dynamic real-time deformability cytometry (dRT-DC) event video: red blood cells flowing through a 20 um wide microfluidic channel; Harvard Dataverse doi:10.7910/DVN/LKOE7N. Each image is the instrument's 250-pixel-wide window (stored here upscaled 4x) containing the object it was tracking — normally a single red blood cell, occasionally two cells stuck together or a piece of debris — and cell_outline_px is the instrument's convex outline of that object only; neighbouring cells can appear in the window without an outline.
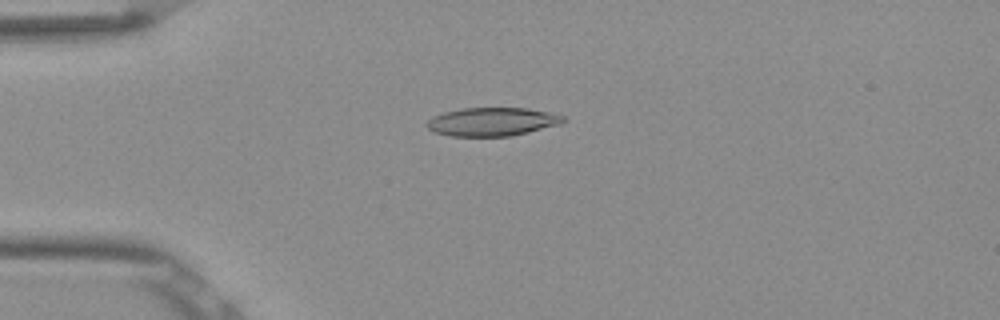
{"species": "Egyptian fruit bat (a non-hibernating species)", "species_latin": "Rousettus aegyptiacus", "temperature_condition": "room temperature", "stored_images_in_passage": 52, "camera_frame_rate_fps": 3000, "um_per_image_px": 0.085, "frame": {"image": 1, "passage_image": 13, "time_ms": 4.0, "image_size_px": [1000, 320], "cell_outline_px": [[568, 120], [560, 124], [512, 136], [448, 136], [432, 132], [424, 124], [432, 116], [444, 112], [460, 108], [528, 108], [548, 112], [564, 116]], "centroid_in_image_um": [41.8, 10.35], "position_along_channel_um": 43.2, "area_um2": 22.83}}
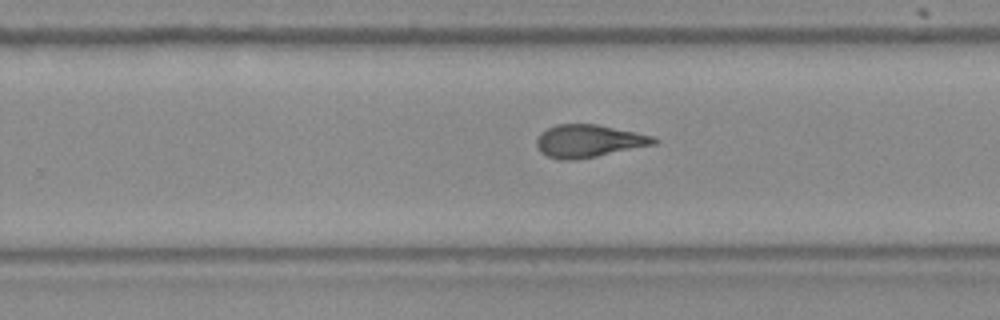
{"frame": {"image": 2, "passage_image": 33, "time_ms": 10.667, "image_size_px": [1000, 320], "cell_outline_px": [[660, 140], [656, 144], [576, 160], [560, 160], [548, 156], [540, 152], [536, 148], [536, 140], [540, 132], [556, 124], [596, 124], [636, 132], [652, 136]], "centroid_in_image_um": [50.01, 11.99], "position_along_channel_um": 279.8, "area_um2": 22.37}}
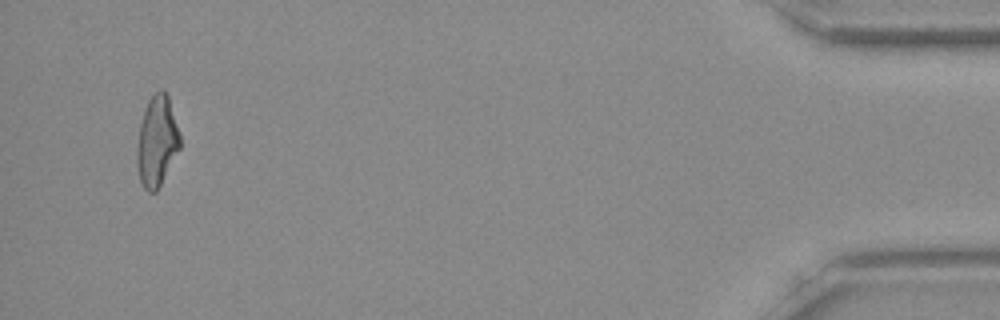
{"frame": {"image": 3, "passage_image": 50, "time_ms": 16.333, "image_size_px": [1000, 320], "cell_outline_px": [[180, 148], [156, 192], [148, 192], [144, 188], [140, 180], [136, 164], [136, 148], [140, 124], [144, 108], [148, 100], [160, 88], [164, 88], [168, 96], [180, 132]], "centroid_in_image_um": [13.33, 11.98], "position_along_channel_um": 421.9, "area_um2": 22.83}, "authors_computed_cell_mechanics": {"area_um2": 22.7732, "velocity_mm_per_s": 3.8918, "shape_relaxation_time_tau1_ms": 11.2724, "shape_relaxation_time_tau2_ms": 2.2042, "deformation_change_tau1": 0.2729, "deformation_change_tau2": 0.0933}}